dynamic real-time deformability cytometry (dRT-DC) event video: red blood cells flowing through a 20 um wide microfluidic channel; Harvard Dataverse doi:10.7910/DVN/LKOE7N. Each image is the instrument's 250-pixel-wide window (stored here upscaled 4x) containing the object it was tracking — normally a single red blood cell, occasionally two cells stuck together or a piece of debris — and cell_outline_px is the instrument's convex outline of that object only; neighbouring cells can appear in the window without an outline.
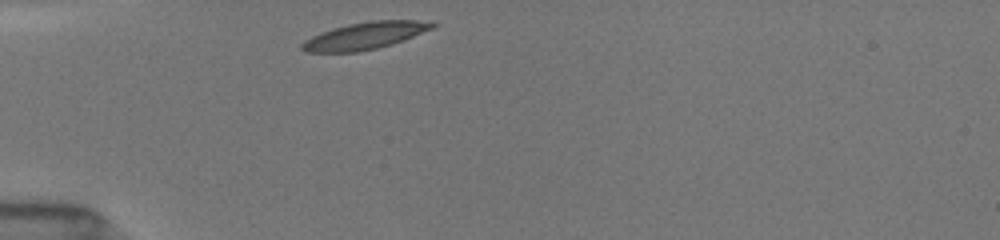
{"species": "common noctule bat (a hibernating species)", "species_latin": "Nyctalus noctula", "temperature_condition": "room temperature", "stored_images_in_passage": 8, "camera_frame_rate_fps": 3000, "um_per_image_px": 0.085, "animal": {"sex": "female", "body_mass_g": 19.5, "forearm_length_mm": 54.1}, "frame": {"image": 1, "passage_image": 1, "time_ms": 0.0, "image_size_px": [1000, 240], "cell_outline_px": [[436, 24], [432, 28], [404, 40], [392, 44], [376, 48], [356, 52], [304, 52], [300, 48], [300, 44], [304, 40], [320, 32], [332, 28], [348, 24], [372, 20], [432, 20]], "centroid_in_image_um": [31.0, 3.03], "position_along_channel_um": 54.0, "area_um2": 20.69}}
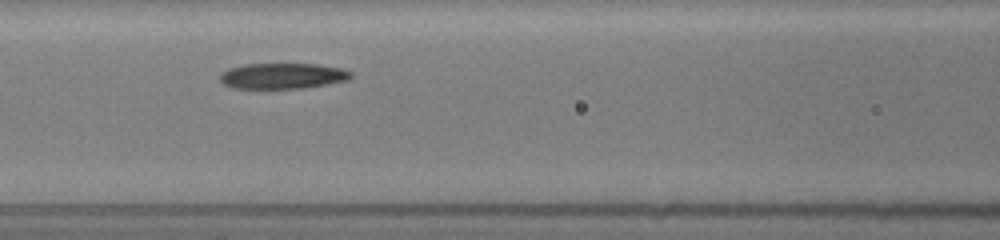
{"frame": {"image": 2, "passage_image": 5, "time_ms": 2.667, "image_size_px": [1000, 240], "cell_outline_px": [[352, 76], [348, 80], [304, 88], [264, 92], [232, 88], [224, 84], [220, 80], [220, 72], [228, 68], [244, 64], [316, 64], [340, 68], [352, 72]], "centroid_in_image_um": [23.92, 6.51], "position_along_channel_um": 142.7, "area_um2": 20.63}}
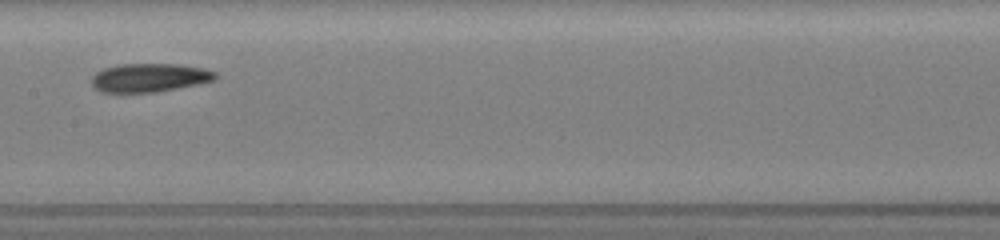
{"frame": {"image": 3, "passage_image": 7, "time_ms": 4.0, "image_size_px": [1000, 240], "cell_outline_px": [[220, 76], [216, 80], [156, 92], [100, 92], [92, 88], [92, 76], [96, 72], [104, 68], [120, 64], [180, 64], [204, 68], [216, 72]], "centroid_in_image_um": [12.71, 6.6], "position_along_channel_um": 194.7, "area_um2": 20.75}}